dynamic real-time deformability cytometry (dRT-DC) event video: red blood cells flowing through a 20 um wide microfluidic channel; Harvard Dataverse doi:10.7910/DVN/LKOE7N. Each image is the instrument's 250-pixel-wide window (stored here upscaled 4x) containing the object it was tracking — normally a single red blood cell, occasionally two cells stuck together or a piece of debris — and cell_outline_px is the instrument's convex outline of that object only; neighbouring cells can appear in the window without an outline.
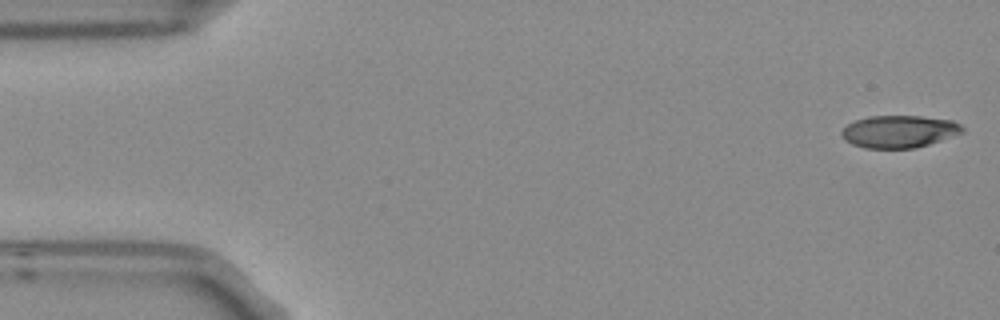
{"species": "Egyptian fruit bat (a non-hibernating species)", "species_latin": "Rousettus aegyptiacus", "temperature_condition": "room temperature", "stored_images_in_passage": 6, "camera_frame_rate_fps": 3000, "um_per_image_px": 0.085, "frame": {"image": 1, "passage_image": 1, "time_ms": 0.0, "image_size_px": [1000, 320], "cell_outline_px": [[964, 132], [916, 148], [864, 148], [852, 144], [844, 140], [840, 132], [848, 124], [856, 120], [868, 116], [920, 116], [952, 120], [960, 124], [964, 128]], "centroid_in_image_um": [76.41, 11.18], "position_along_channel_um": 8.6, "area_um2": 22.72}}
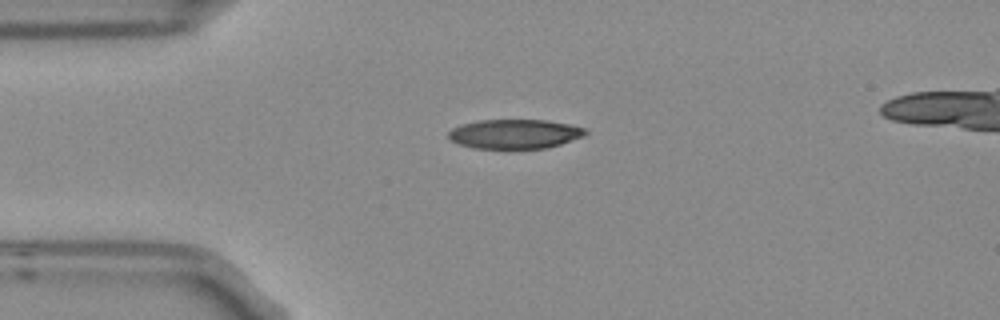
{"frame": {"image": 2, "passage_image": 4, "time_ms": 1.0, "image_size_px": [1000, 320], "cell_outline_px": [[588, 132], [584, 136], [560, 144], [544, 148], [472, 148], [460, 144], [452, 140], [448, 136], [448, 132], [452, 128], [460, 124], [480, 120], [548, 120], [572, 124], [584, 128]], "centroid_in_image_um": [43.76, 11.37], "position_along_channel_um": 41.2, "area_um2": 23.41}}
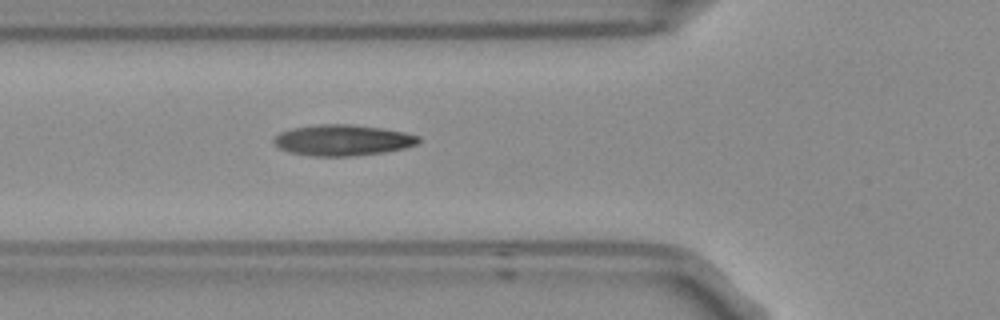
{"frame": {"image": 3, "passage_image": 6, "time_ms": 1.667, "image_size_px": [1000, 320], "cell_outline_px": [[420, 140], [416, 144], [404, 148], [384, 152], [352, 156], [312, 156], [288, 152], [280, 148], [272, 140], [280, 132], [292, 128], [320, 124], [348, 124], [380, 128], [404, 132], [420, 136]], "centroid_in_image_um": [29.11, 11.92], "position_along_channel_um": 96.7, "area_um2": 25.95}}